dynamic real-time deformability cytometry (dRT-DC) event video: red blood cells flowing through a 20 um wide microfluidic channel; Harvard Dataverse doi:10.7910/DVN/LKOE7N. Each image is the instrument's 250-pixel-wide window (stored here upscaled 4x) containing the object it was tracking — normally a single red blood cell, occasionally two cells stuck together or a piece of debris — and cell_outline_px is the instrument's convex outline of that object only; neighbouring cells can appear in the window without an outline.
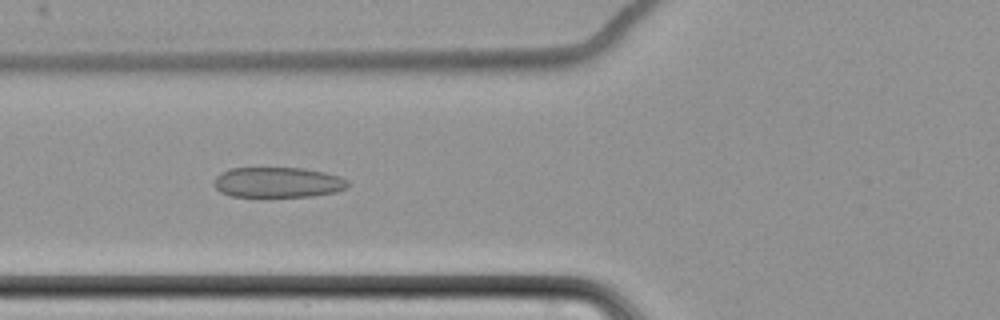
{"species": "common noctule bat (a hibernating species)", "species_latin": "Nyctalus noctula", "temperature_condition": "cold", "stored_images_in_passage": 10, "camera_frame_rate_fps": 3000, "um_per_image_px": 0.085, "animal": {"sex": "female", "body_mass_g": 22.7, "forearm_length_mm": 54.2}, "frame": {"image": 1, "passage_image": 7, "time_ms": 7.333, "image_size_px": [1000, 320], "cell_outline_px": [[348, 188], [336, 192], [312, 196], [232, 196], [220, 192], [212, 184], [216, 176], [220, 172], [228, 168], [304, 168], [324, 172], [340, 176], [348, 180]], "centroid_in_image_um": [23.61, 15.49], "position_along_channel_um": 102.2, "area_um2": 23.81}}
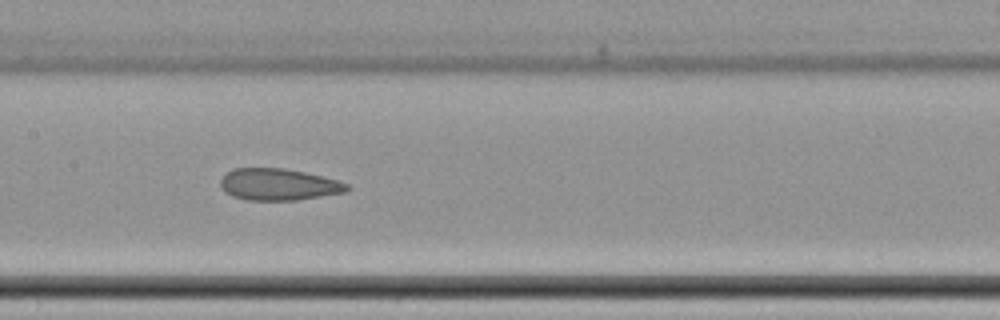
{"frame": {"image": 2, "passage_image": 9, "time_ms": 9.667, "image_size_px": [1000, 320], "cell_outline_px": [[352, 188], [344, 192], [296, 200], [248, 200], [232, 196], [224, 192], [220, 188], [220, 180], [228, 172], [236, 168], [284, 168], [304, 172], [336, 180], [348, 184]], "centroid_in_image_um": [23.65, 15.68], "position_along_channel_um": 183.8, "area_um2": 23.24}}
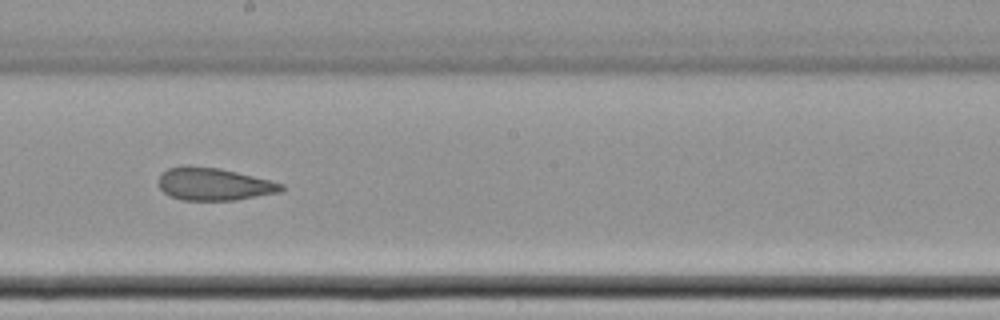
{"frame": {"image": 3, "passage_image": 10, "time_ms": 11.0, "image_size_px": [1000, 320], "cell_outline_px": [[284, 188], [280, 192], [236, 200], [180, 200], [168, 196], [160, 188], [156, 180], [168, 168], [184, 164], [188, 164], [220, 168], [284, 184]], "centroid_in_image_um": [18.11, 15.64], "position_along_channel_um": 230.1, "area_um2": 23.52}}